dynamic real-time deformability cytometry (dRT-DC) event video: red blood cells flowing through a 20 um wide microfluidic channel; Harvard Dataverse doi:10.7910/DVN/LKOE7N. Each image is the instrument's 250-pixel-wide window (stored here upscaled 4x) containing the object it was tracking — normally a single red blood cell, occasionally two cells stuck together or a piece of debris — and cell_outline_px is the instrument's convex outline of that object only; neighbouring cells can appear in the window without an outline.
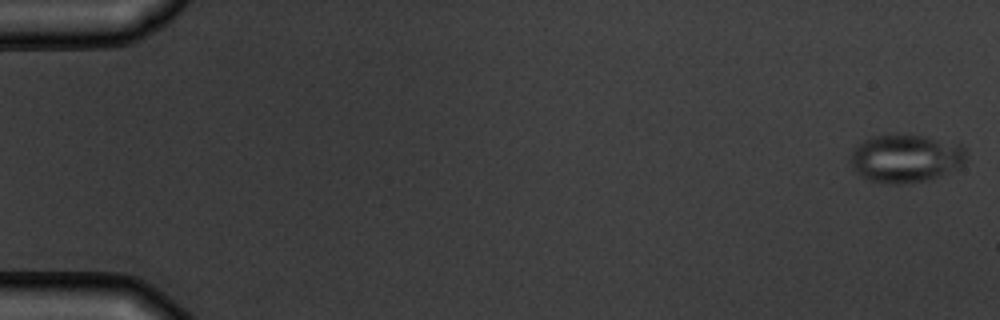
{"species": "common noctule bat (a hibernating species)", "species_latin": "Nyctalus noctula", "temperature_condition": "warm", "stored_images_in_passage": 9, "camera_frame_rate_fps": 3000, "um_per_image_px": 0.085, "animal": {"sex": "male", "body_mass_g": 19.5, "forearm_length_mm": 54.6}, "frame": {"image": 1, "passage_image": 1, "time_ms": 0.0, "image_size_px": [1000, 320], "cell_outline_px": [[968, 152], [964, 160], [956, 168], [928, 180], [904, 184], [888, 184], [868, 180], [860, 176], [852, 168], [852, 152], [864, 140], [872, 136], [924, 136], [960, 144]], "centroid_in_image_um": [76.98, 13.49], "position_along_channel_um": 8.0, "area_um2": 31.85}}